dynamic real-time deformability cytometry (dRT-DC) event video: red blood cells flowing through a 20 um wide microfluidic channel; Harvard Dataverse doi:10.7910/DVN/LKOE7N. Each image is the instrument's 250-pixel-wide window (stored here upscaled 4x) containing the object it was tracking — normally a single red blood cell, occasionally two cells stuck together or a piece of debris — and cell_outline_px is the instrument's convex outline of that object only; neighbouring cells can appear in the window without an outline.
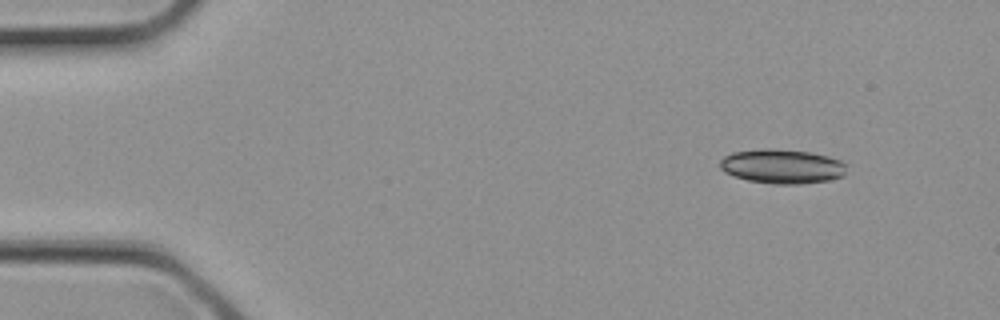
{"species": "common noctule bat (a hibernating species)", "species_latin": "Nyctalus noctula", "temperature_condition": "cold", "stored_images_in_passage": 2, "camera_frame_rate_fps": 3000, "um_per_image_px": 0.085, "animal": {"sex": "female", "body_mass_g": 21.9}, "frame": {"image": 1, "passage_image": 1, "time_ms": 0.0, "image_size_px": [1000, 320], "cell_outline_px": [[848, 164], [844, 176], [828, 180], [800, 184], [772, 184], [748, 180], [724, 172], [720, 168], [720, 160], [724, 156], [732, 152], [764, 148], [776, 148], [812, 152], [828, 156], [840, 160]], "centroid_in_image_um": [66.5, 14.13], "position_along_channel_um": 18.5, "area_um2": 25.66}}